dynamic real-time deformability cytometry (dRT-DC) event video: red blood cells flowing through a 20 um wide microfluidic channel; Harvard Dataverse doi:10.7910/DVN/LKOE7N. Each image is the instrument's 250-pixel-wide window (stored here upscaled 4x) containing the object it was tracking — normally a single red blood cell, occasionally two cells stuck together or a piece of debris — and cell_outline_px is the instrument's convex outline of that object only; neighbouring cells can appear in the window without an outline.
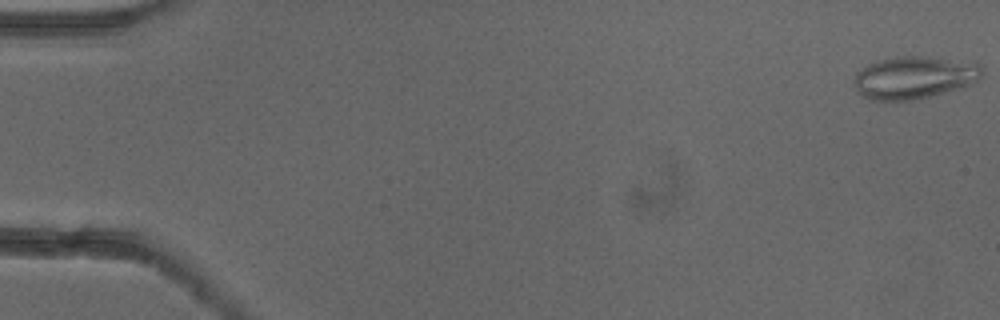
{"species": "common noctule bat (a hibernating species)", "species_latin": "Nyctalus noctula", "temperature_condition": "cold", "stored_images_in_passage": 53, "camera_frame_rate_fps": 3000, "um_per_image_px": 0.085, "animal": {"sex": "female"}, "frame": {"image": 1, "passage_image": 1, "time_ms": 0.0, "image_size_px": [1000, 320], "cell_outline_px": [[980, 76], [976, 80], [968, 84], [944, 92], [912, 100], [868, 100], [856, 88], [856, 72], [868, 64], [876, 60], [896, 56], [940, 56], [980, 64]], "centroid_in_image_um": [77.67, 6.55], "position_along_channel_um": 7.3, "area_um2": 31.39}}
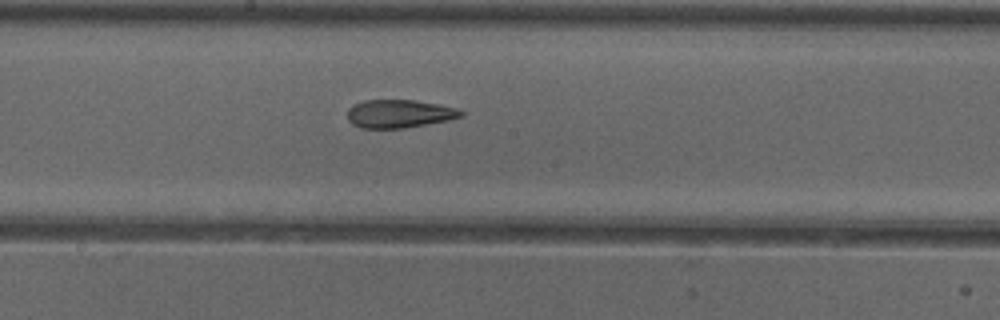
{"frame": {"image": 2, "passage_image": 29, "time_ms": 9.333, "image_size_px": [1000, 320], "cell_outline_px": [[464, 116], [448, 120], [404, 128], [360, 128], [352, 124], [348, 120], [348, 108], [352, 104], [364, 100], [416, 100], [440, 104], [456, 108], [464, 112]], "centroid_in_image_um": [33.93, 9.66], "position_along_channel_um": 214.3, "area_um2": 18.79}}
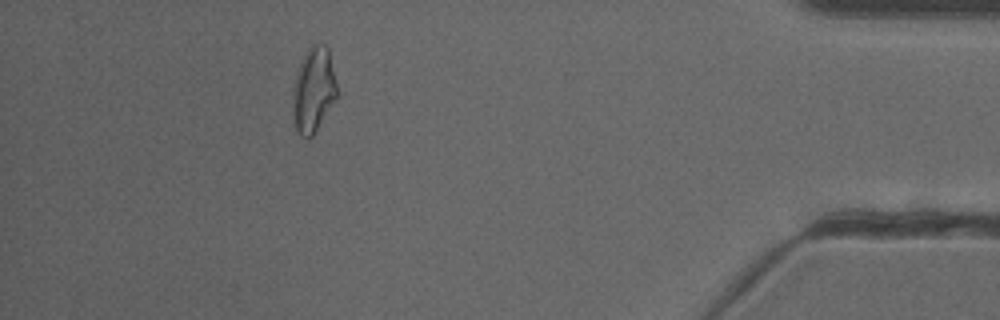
{"frame": {"image": 3, "passage_image": 48, "time_ms": 15.667, "image_size_px": [1000, 320], "cell_outline_px": [[336, 96], [312, 136], [308, 140], [300, 136], [296, 132], [292, 120], [292, 88], [296, 72], [308, 48], [312, 44], [324, 44], [328, 48], [336, 84]], "centroid_in_image_um": [26.58, 7.68], "position_along_channel_um": 408.6, "area_um2": 21.79}, "authors_computed_cell_mechanics": {"area_um2": 21.2704, "velocity_mm_per_s": 3.9004, "shape_relaxation_time_tau1_ms": null, "shape_relaxation_time_tau2_ms": 2.3722, "deformation_change_tau1": null, "deformation_change_tau2": 0.1143}}